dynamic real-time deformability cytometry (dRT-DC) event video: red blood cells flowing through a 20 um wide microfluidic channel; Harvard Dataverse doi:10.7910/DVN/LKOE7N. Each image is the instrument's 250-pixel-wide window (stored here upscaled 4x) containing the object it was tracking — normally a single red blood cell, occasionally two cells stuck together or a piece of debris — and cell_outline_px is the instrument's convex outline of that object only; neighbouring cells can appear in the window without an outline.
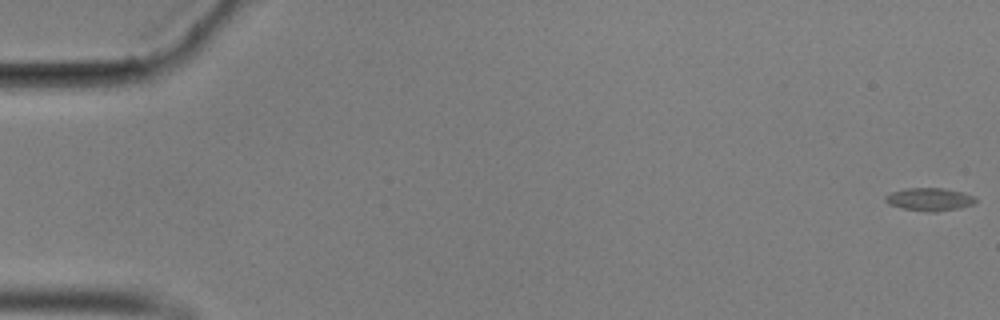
{"species": "common noctule bat (a hibernating species)", "species_latin": "Nyctalus noctula", "temperature_condition": "cold", "stored_images_in_passage": 58, "camera_frame_rate_fps": 3000, "um_per_image_px": 0.085, "animal": {"sex": "male", "body_mass_g": 17.9}, "frame": {"image": 1, "passage_image": 1, "time_ms": 0.0, "image_size_px": [1000, 320], "cell_outline_px": [[976, 204], [960, 208], [936, 212], [924, 212], [904, 208], [888, 204], [884, 200], [884, 196], [892, 192], [904, 188], [944, 188], [964, 192], [976, 196]], "centroid_in_image_um": [79.05, 16.94], "position_along_channel_um": 6.0, "area_um2": 12.31}}
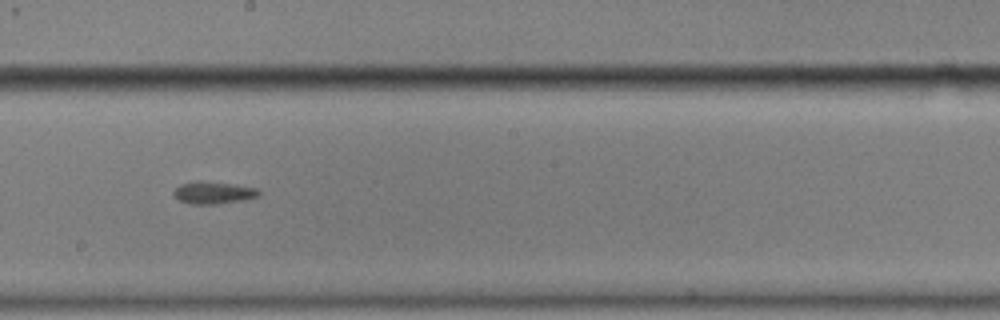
{"frame": {"image": 2, "passage_image": 33, "time_ms": 10.667, "image_size_px": [1000, 320], "cell_outline_px": [[260, 196], [248, 200], [216, 204], [188, 204], [172, 196], [172, 192], [180, 184], [196, 180], [200, 180], [232, 184], [260, 188]], "centroid_in_image_um": [18.16, 16.38], "position_along_channel_um": 230.0, "area_um2": 11.44}}
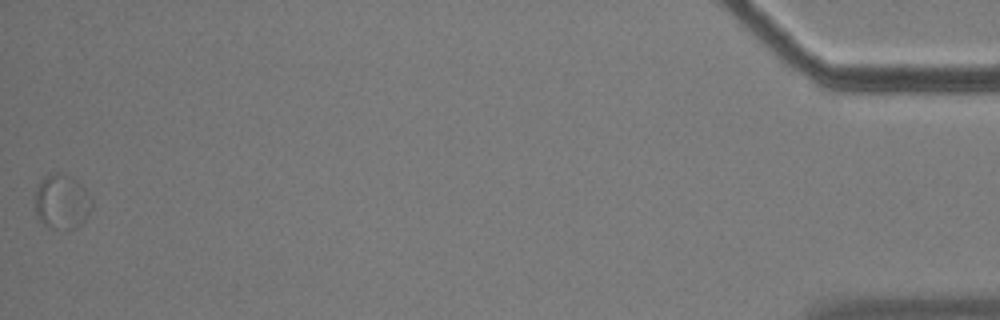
{"frame": {"image": 3, "passage_image": 58, "time_ms": 19.0, "image_size_px": [1000, 320], "cell_outline_px": [[92, 208], [88, 216], [76, 228], [48, 228], [40, 220], [36, 212], [36, 188], [44, 176], [48, 172], [56, 172], [72, 176], [84, 184], [92, 200]], "centroid_in_image_um": [5.29, 17.1], "position_along_channel_um": 429.9, "area_um2": 18.38}, "authors_computed_cell_mechanics": {"area_um2": 11.1265, "velocity_mm_per_s": 3.4997, "shape_relaxation_time_tau1_ms": null, "shape_relaxation_time_tau2_ms": 4.5411, "deformation_change_tau1": null, "deformation_change_tau2": 0.0768}}